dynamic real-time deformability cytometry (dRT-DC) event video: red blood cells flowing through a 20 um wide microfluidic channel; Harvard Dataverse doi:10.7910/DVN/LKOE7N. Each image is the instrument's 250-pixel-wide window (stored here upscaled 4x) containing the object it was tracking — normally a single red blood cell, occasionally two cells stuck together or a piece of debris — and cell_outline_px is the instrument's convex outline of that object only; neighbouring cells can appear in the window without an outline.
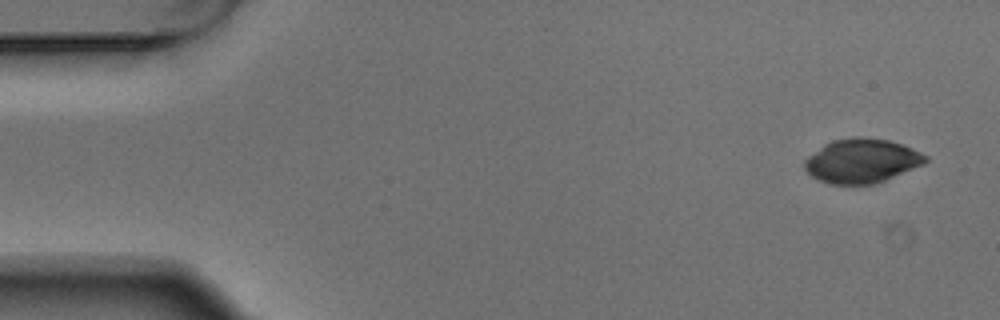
{"species": "Egyptian fruit bat (a non-hibernating species)", "species_latin": "Rousettus aegyptiacus", "temperature_condition": "warm", "stored_images_in_passage": 5, "segment_of_instrument_passage": [1, 2], "camera_frame_rate_fps": 3000, "um_per_image_px": 0.085, "animal": {"sex": "male"}, "frame": {"image": 1, "passage_image": 1, "time_ms": 0.0, "image_size_px": [1000, 320], "cell_outline_px": [[928, 160], [924, 164], [884, 180], [872, 184], [828, 184], [812, 176], [804, 168], [804, 160], [808, 156], [824, 144], [832, 140], [852, 136], [860, 136], [888, 140], [912, 148], [928, 156]], "centroid_in_image_um": [73.23, 13.66], "position_along_channel_um": 11.8, "area_um2": 31.04}}